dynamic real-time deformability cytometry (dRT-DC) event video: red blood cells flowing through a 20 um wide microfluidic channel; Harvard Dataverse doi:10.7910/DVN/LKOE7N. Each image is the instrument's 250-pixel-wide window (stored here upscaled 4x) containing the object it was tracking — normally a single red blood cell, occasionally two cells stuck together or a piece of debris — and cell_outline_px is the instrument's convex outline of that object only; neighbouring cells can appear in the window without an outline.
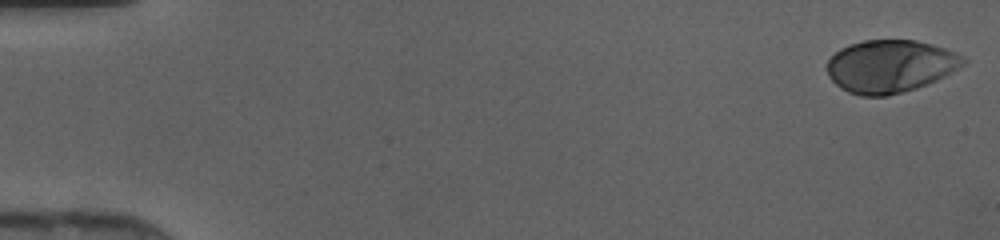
{"species": "human", "species_latin": "Homo sapiens", "temperature_condition": "cold", "stored_images_in_passage": 11, "camera_frame_rate_fps": 3000, "um_per_image_px": 0.085, "donor": {"sex": "female"}, "frame": {"image": 1, "passage_image": 1, "time_ms": 0.0, "image_size_px": [1000, 240], "cell_outline_px": [[968, 60], [964, 64], [944, 76], [928, 84], [916, 88], [888, 96], [860, 96], [848, 92], [840, 88], [828, 76], [828, 60], [840, 48], [864, 40], [916, 40], [932, 44], [956, 52], [964, 56]], "centroid_in_image_um": [75.68, 5.63], "position_along_channel_um": 9.3, "area_um2": 41.79}}